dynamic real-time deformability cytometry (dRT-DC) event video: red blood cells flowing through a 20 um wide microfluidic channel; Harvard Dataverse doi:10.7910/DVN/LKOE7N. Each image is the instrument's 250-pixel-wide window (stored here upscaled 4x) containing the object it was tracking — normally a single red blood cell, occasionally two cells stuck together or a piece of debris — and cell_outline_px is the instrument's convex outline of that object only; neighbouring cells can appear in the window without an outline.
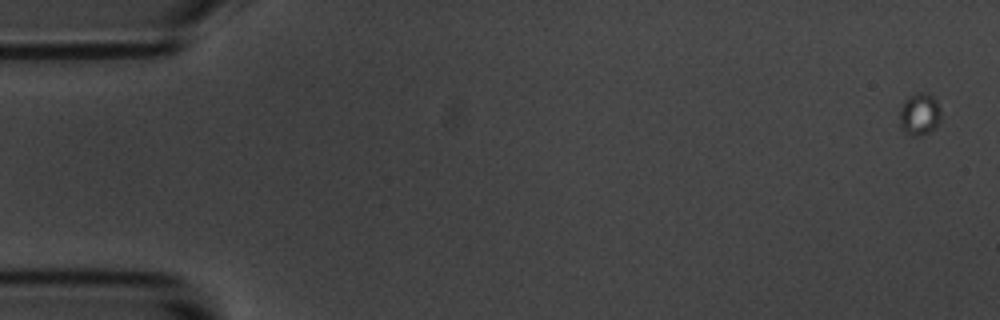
{"species": "common noctule bat (a hibernating species)", "species_latin": "Nyctalus noctula", "temperature_condition": "room temperature", "stored_images_in_passage": 4, "camera_frame_rate_fps": 3000, "um_per_image_px": 0.085, "animal": {"sex": "male", "body_mass_g": 20.1, "forearm_length_mm": 53.5}, "frame": {"image": 1, "passage_image": 1, "time_ms": 0.0, "image_size_px": [1000, 320], "cell_outline_px": [[940, 120], [936, 128], [920, 136], [908, 136], [900, 128], [900, 108], [916, 92], [924, 92], [932, 96], [940, 108]], "centroid_in_image_um": [78.16, 9.76], "position_along_channel_um": 6.8, "area_um2": 10.06}}